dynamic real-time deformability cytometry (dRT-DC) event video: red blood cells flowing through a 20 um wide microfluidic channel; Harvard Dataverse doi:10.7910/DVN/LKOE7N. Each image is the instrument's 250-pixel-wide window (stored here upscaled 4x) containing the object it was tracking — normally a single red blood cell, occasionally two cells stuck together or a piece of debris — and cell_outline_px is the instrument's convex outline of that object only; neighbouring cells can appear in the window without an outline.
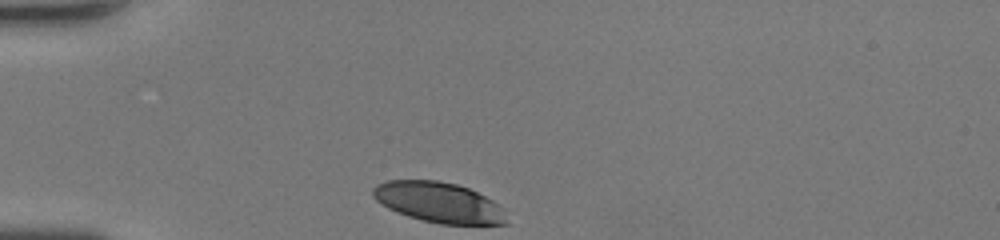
{"species": "human", "species_latin": "Homo sapiens", "temperature_condition": "room temperature", "stored_images_in_passage": 27, "camera_frame_rate_fps": 3000, "um_per_image_px": 0.085, "donor": {"sex": "female"}, "frame": {"image": 1, "passage_image": 1, "time_ms": 0.0, "image_size_px": [1000, 240], "cell_outline_px": [[508, 224], [440, 224], [408, 216], [388, 208], [376, 200], [372, 196], [372, 188], [376, 184], [388, 180], [436, 180], [456, 184], [468, 188], [500, 204], [504, 208]], "centroid_in_image_um": [37.3, 17.2], "position_along_channel_um": 47.7, "area_um2": 31.44}}
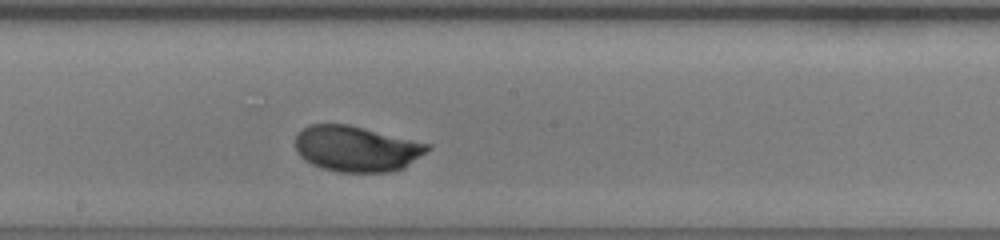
{"frame": {"image": 2, "passage_image": 15, "time_ms": 4.667, "image_size_px": [1000, 240], "cell_outline_px": [[432, 148], [404, 168], [388, 172], [340, 172], [324, 168], [312, 164], [304, 160], [296, 152], [296, 136], [308, 124], [348, 124], [432, 144]], "centroid_in_image_um": [30.32, 12.64], "position_along_channel_um": 217.9, "area_um2": 35.26}}
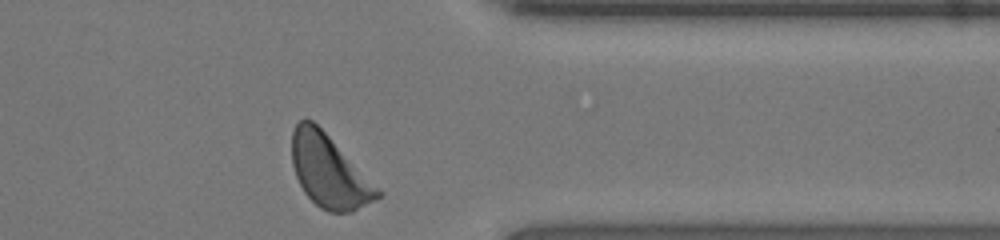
{"frame": {"image": 3, "passage_image": 27, "time_ms": 8.667, "image_size_px": [1000, 240], "cell_outline_px": [[380, 196], [352, 212], [328, 212], [320, 208], [304, 192], [296, 176], [292, 164], [292, 132], [296, 124], [300, 120], [312, 120], [328, 136], [380, 192]], "centroid_in_image_um": [27.89, 14.58], "position_along_channel_um": 383.5, "area_um2": 34.8}, "authors_computed_cell_mechanics": {"area_um2": 34.9112, "velocity_mm_per_s": 4.2838, "shape_relaxation_time_tau1_ms": 2.746, "shape_relaxation_time_tau2_ms": null, "deformation_change_tau1": 0.1346, "deformation_change_tau2": null}}